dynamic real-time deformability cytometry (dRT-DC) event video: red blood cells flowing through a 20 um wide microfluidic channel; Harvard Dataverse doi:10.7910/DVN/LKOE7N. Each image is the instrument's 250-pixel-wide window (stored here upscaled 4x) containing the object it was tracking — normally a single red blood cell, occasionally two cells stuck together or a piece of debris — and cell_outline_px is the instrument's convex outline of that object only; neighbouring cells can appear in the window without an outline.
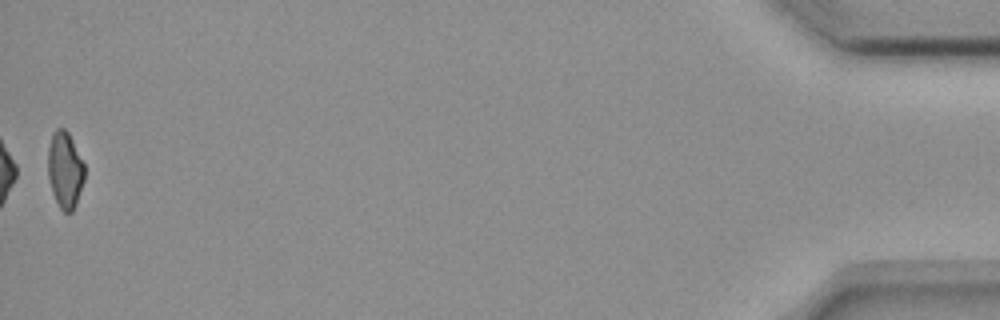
{"species": "common noctule bat (a hibernating species)", "species_latin": "Nyctalus noctula", "temperature_condition": "room temperature", "stored_images_in_passage": 54, "camera_frame_rate_fps": 3000, "um_per_image_px": 0.085, "animal": {"sex": "female", "body_mass_g": 18.4}, "frame": {"image": 1, "passage_image": 54, "time_ms": 17.667, "image_size_px": [1000, 320], "cell_outline_px": [[84, 180], [76, 204], [72, 212], [64, 212], [60, 208], [52, 192], [48, 176], [48, 148], [52, 132], [56, 128], [64, 128], [68, 132], [84, 164]], "centroid_in_image_um": [5.51, 14.43], "position_along_channel_um": 429.7, "area_um2": 16.24}, "authors_computed_cell_mechanics": {"area_um2": 18.0914, "velocity_mm_per_s": 3.6985, "shape_relaxation_time_tau1_ms": null, "shape_relaxation_time_tau2_ms": 5.5977, "deformation_change_tau1": null, "deformation_change_tau2": 0.1193}}